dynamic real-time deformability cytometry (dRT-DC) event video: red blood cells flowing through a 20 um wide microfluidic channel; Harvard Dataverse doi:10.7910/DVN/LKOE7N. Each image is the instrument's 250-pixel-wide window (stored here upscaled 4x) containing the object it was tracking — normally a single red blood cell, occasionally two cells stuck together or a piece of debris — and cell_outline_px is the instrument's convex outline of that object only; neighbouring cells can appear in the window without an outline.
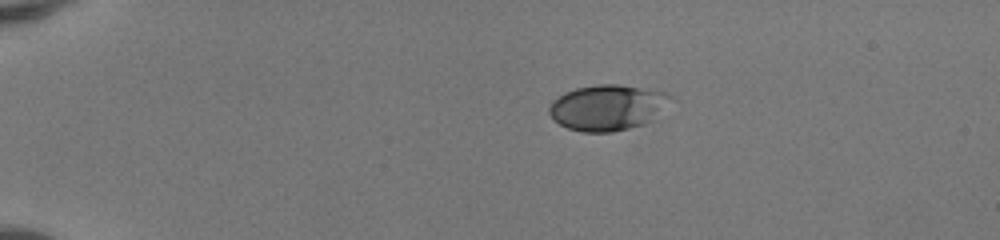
{"species": "human", "species_latin": "Homo sapiens", "temperature_condition": "room temperature", "stored_images_in_passage": 41, "camera_frame_rate_fps": 3000, "um_per_image_px": 0.085, "donor": {"sex": "female"}, "frame": {"image": 1, "passage_image": 1, "time_ms": 0.0, "image_size_px": [1000, 240], "cell_outline_px": [[676, 100], [644, 124], [612, 132], [584, 132], [568, 128], [552, 120], [548, 112], [548, 108], [552, 100], [564, 92], [576, 88], [596, 84], [620, 84], [668, 92]], "centroid_in_image_um": [51.65, 9.12], "position_along_channel_um": 33.4, "area_um2": 32.71}}
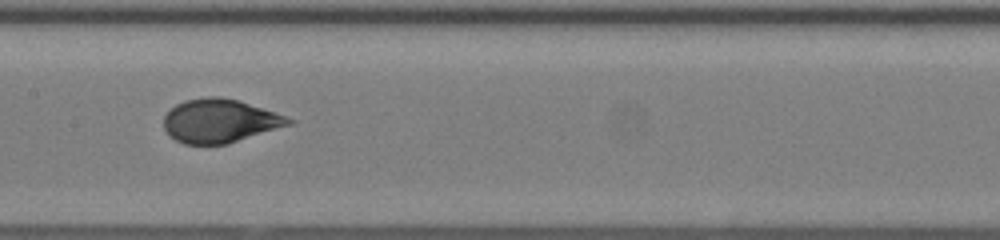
{"frame": {"image": 2, "passage_image": 18, "time_ms": 5.667, "image_size_px": [1000, 240], "cell_outline_px": [[296, 120], [292, 124], [228, 144], [184, 144], [176, 140], [164, 128], [164, 116], [176, 104], [184, 100], [208, 96], [220, 96], [240, 100], [276, 112]], "centroid_in_image_um": [18.72, 10.26], "position_along_channel_um": 188.7, "area_um2": 31.85}}
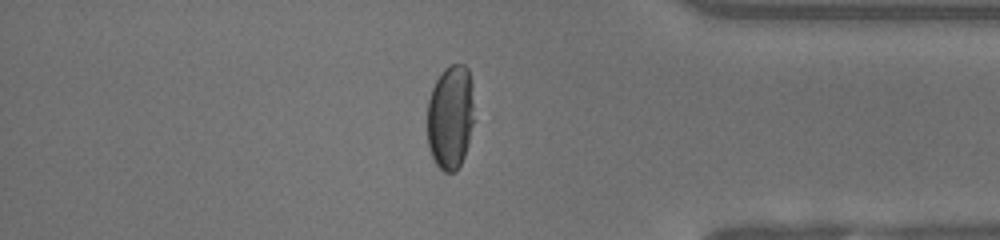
{"frame": {"image": 3, "passage_image": 34, "time_ms": 11.0, "image_size_px": [1000, 240], "cell_outline_px": [[472, 124], [468, 144], [464, 156], [456, 172], [444, 172], [436, 164], [432, 156], [428, 144], [428, 100], [432, 88], [436, 80], [444, 68], [452, 64], [464, 64], [468, 68], [472, 84]], "centroid_in_image_um": [38.28, 9.94], "position_along_channel_um": 396.9, "area_um2": 28.38}, "authors_computed_cell_mechanics": {"area_um2": 31.6166, "velocity_mm_per_s": 4.1732, "shape_relaxation_time_tau1_ms": 4.4748, "shape_relaxation_time_tau2_ms": null, "deformation_change_tau1": 0.2065, "deformation_change_tau2": null}}